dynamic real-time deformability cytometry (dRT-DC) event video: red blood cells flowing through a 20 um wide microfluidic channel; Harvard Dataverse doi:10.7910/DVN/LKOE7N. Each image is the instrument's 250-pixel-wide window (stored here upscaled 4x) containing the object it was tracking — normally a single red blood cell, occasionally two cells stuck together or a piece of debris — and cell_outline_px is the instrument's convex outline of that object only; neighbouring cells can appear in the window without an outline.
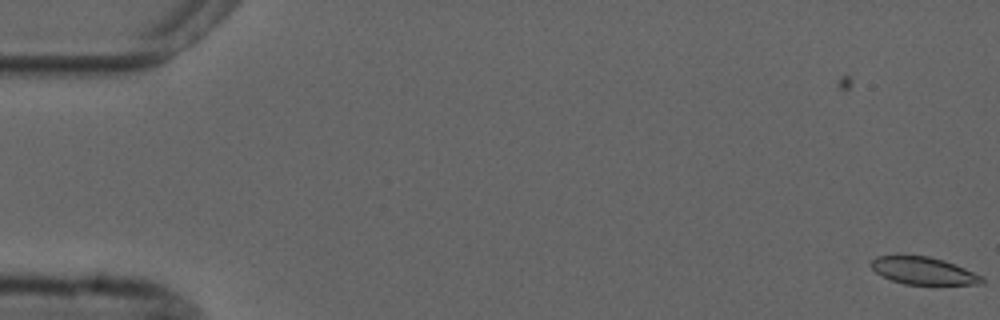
{"species": "common noctule bat (a hibernating species)", "species_latin": "Nyctalus noctula", "temperature_condition": "cold", "stored_images_in_passage": 5, "camera_frame_rate_fps": 3000, "um_per_image_px": 0.085, "animal": {"sex": "male", "forearm_length_mm": 52.5}, "frame": {"image": 1, "passage_image": 1, "time_ms": 0.0, "image_size_px": [1000, 320], "cell_outline_px": [[984, 284], [904, 284], [892, 280], [876, 272], [872, 268], [872, 260], [876, 256], [896, 252], [928, 256], [944, 260], [984, 276]], "centroid_in_image_um": [78.45, 22.96], "position_along_channel_um": 6.5, "area_um2": 18.15}}